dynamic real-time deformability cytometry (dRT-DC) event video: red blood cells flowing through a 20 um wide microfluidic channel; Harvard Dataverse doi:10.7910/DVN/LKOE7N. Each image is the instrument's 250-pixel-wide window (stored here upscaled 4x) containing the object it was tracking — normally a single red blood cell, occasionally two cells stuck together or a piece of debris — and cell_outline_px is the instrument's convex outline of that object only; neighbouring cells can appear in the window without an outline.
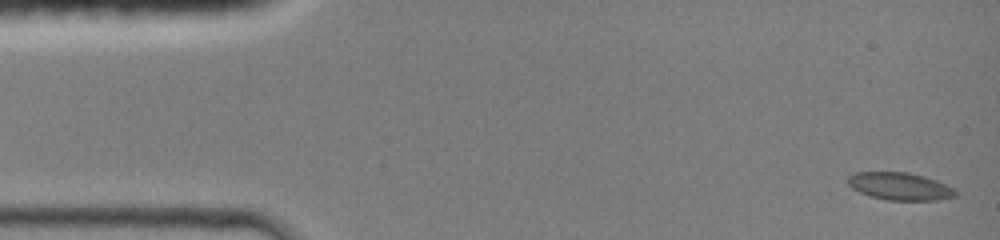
{"species": "common noctule bat (a hibernating species)", "species_latin": "Nyctalus noctula", "temperature_condition": "room temperature", "stored_images_in_passage": 14, "camera_frame_rate_fps": 3000, "um_per_image_px": 0.085, "animal": {"sex": "female", "body_mass_g": 19.0, "forearm_length_mm": 51.5}, "frame": {"image": 1, "passage_image": 1, "time_ms": 0.0, "image_size_px": [1000, 240], "cell_outline_px": [[956, 196], [936, 200], [888, 200], [872, 196], [860, 192], [852, 188], [848, 184], [848, 176], [856, 172], [908, 172], [924, 176], [936, 180], [956, 188]], "centroid_in_image_um": [76.51, 15.83], "position_along_channel_um": 8.5, "area_um2": 17.22}}
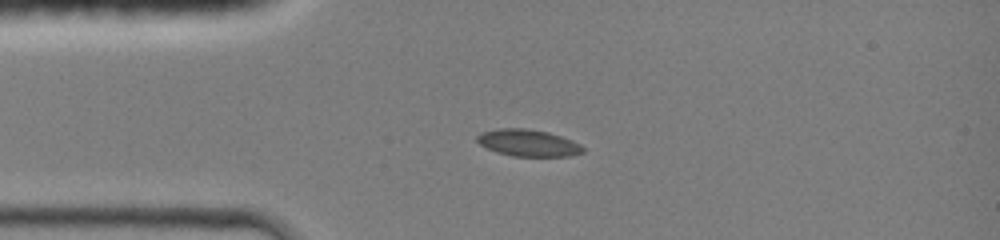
{"frame": {"image": 2, "passage_image": 10, "time_ms": 3.0, "image_size_px": [1000, 240], "cell_outline_px": [[584, 152], [568, 156], [512, 156], [496, 152], [480, 144], [476, 140], [476, 136], [480, 132], [496, 128], [528, 128], [548, 132], [572, 140], [580, 144], [584, 148]], "centroid_in_image_um": [44.87, 12.13], "position_along_channel_um": 40.1, "area_um2": 16.65}}